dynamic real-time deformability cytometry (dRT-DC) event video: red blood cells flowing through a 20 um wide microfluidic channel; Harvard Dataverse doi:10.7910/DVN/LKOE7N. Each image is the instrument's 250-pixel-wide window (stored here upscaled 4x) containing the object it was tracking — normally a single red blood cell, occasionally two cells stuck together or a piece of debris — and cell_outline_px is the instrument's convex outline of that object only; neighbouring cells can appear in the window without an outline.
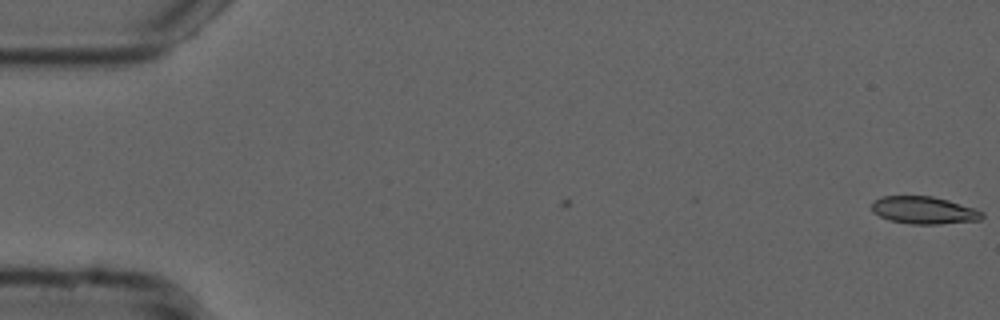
{"species": "common noctule bat (a hibernating species)", "species_latin": "Nyctalus noctula", "temperature_condition": "cold", "stored_images_in_passage": 2, "camera_frame_rate_fps": 3000, "um_per_image_px": 0.085, "animal": {"sex": "male", "forearm_length_mm": 52.5}, "frame": {"image": 1, "passage_image": 2, "time_ms": 0.333, "image_size_px": [1000, 320], "cell_outline_px": [[984, 216], [980, 220], [940, 224], [912, 224], [888, 220], [872, 212], [872, 204], [880, 196], [932, 196], [948, 200], [984, 212]], "centroid_in_image_um": [78.52, 17.87], "position_along_channel_um": 6.5, "area_um2": 17.57}}